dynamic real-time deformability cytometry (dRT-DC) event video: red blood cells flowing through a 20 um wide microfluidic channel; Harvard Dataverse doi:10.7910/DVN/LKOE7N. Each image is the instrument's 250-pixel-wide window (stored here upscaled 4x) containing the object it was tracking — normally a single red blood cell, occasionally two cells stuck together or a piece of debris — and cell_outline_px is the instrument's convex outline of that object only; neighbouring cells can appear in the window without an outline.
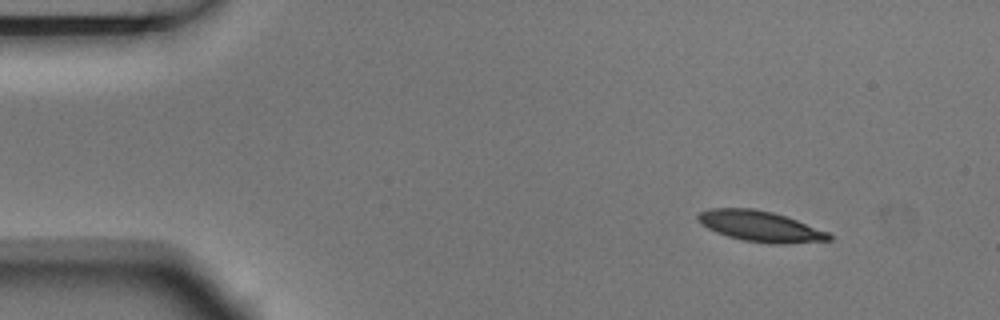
{"species": "Egyptian fruit bat (a non-hibernating species)", "species_latin": "Rousettus aegyptiacus", "temperature_condition": "room temperature", "stored_images_in_passage": 5, "camera_frame_rate_fps": 3000, "um_per_image_px": 0.085, "animal": {"sex": "male"}, "frame": {"image": 1, "passage_image": 1, "time_ms": 0.0, "image_size_px": [1000, 320], "cell_outline_px": [[832, 240], [788, 244], [772, 244], [740, 240], [716, 232], [708, 228], [696, 216], [700, 212], [712, 208], [752, 208], [772, 212], [796, 220], [828, 232], [832, 236]], "centroid_in_image_um": [64.65, 19.25], "position_along_channel_um": 20.4, "area_um2": 23.24}}
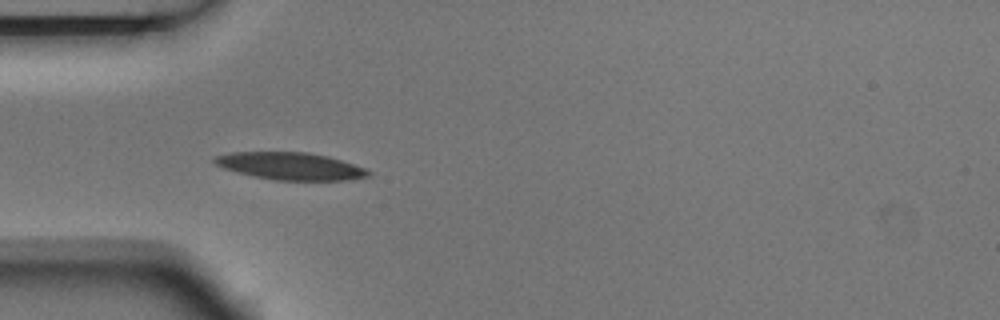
{"frame": {"image": 2, "passage_image": 4, "time_ms": 1.0, "image_size_px": [1000, 320], "cell_outline_px": [[372, 176], [352, 180], [276, 180], [256, 176], [224, 168], [216, 164], [212, 160], [216, 156], [232, 152], [308, 152], [328, 156], [364, 168], [372, 172]], "centroid_in_image_um": [24.75, 14.12], "position_along_channel_um": 60.3, "area_um2": 24.28}}
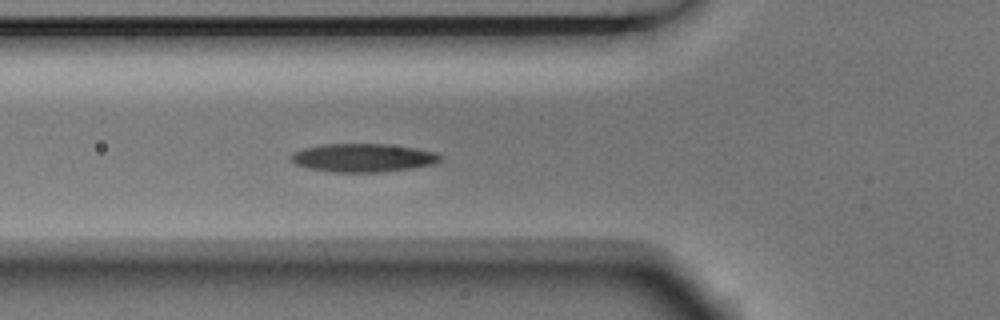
{"frame": {"image": 3, "passage_image": 5, "time_ms": 1.333, "image_size_px": [1000, 320], "cell_outline_px": [[444, 156], [436, 164], [412, 168], [380, 172], [332, 172], [308, 168], [296, 164], [292, 160], [292, 156], [296, 152], [304, 148], [324, 144], [388, 144], [416, 148], [436, 152]], "centroid_in_image_um": [30.94, 13.41], "position_along_channel_um": 94.9, "area_um2": 24.62}}